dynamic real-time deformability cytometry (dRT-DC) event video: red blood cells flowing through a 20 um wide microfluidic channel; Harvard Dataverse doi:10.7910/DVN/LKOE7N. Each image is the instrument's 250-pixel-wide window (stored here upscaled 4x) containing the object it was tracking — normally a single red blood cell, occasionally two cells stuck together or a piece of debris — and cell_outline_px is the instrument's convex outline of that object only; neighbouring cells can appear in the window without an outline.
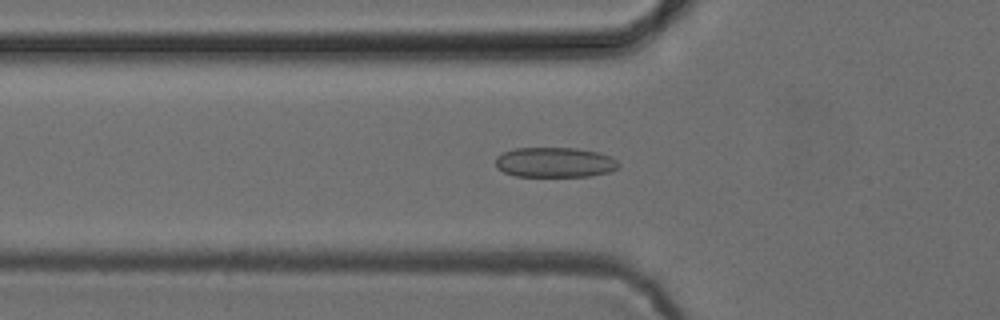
{"species": "common noctule bat (a hibernating species)", "species_latin": "Nyctalus noctula", "temperature_condition": "cold", "stored_images_in_passage": 52, "camera_frame_rate_fps": 3000, "um_per_image_px": 0.085, "animal": {"sex": "female", "body_mass_g": 24.6, "forearm_length_mm": 56.2}, "frame": {"image": 1, "passage_image": 18, "time_ms": 5.667, "image_size_px": [1000, 320], "cell_outline_px": [[620, 168], [612, 172], [592, 176], [516, 176], [504, 172], [496, 168], [496, 156], [504, 152], [516, 148], [576, 148], [596, 152], [612, 156], [620, 164]], "centroid_in_image_um": [47.2, 13.81], "position_along_channel_um": 78.6, "area_um2": 21.73}}
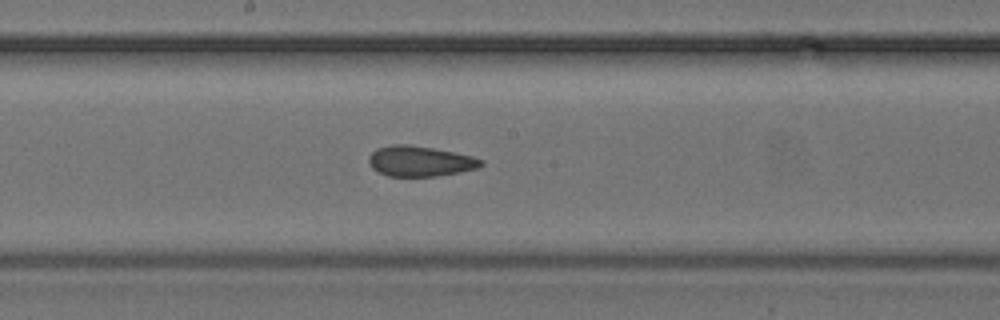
{"frame": {"image": 2, "passage_image": 28, "time_ms": 9.0, "image_size_px": [1000, 320], "cell_outline_px": [[484, 164], [480, 168], [460, 172], [436, 176], [388, 176], [372, 168], [368, 164], [368, 156], [376, 148], [392, 144], [408, 144], [432, 148], [472, 156], [484, 160]], "centroid_in_image_um": [35.7, 13.7], "position_along_channel_um": 212.5, "area_um2": 20.0}}
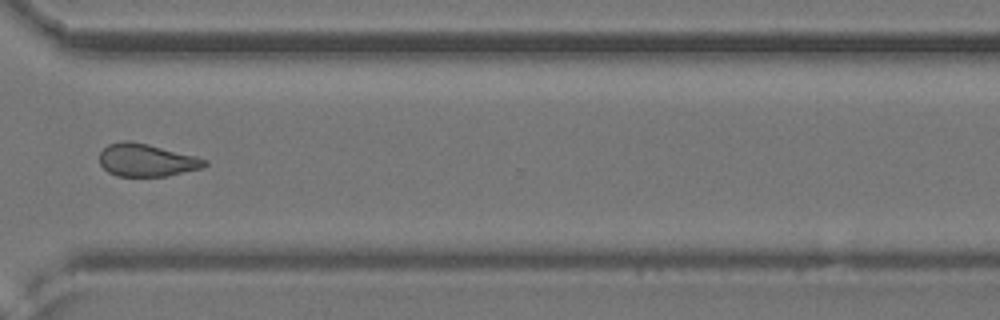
{"frame": {"image": 3, "passage_image": 39, "time_ms": 12.667, "image_size_px": [1000, 320], "cell_outline_px": [[208, 164], [200, 168], [168, 176], [116, 176], [108, 172], [100, 164], [100, 152], [108, 144], [124, 140], [128, 140], [148, 144], [196, 156], [208, 160]], "centroid_in_image_um": [12.45, 13.61], "position_along_channel_um": 358.2, "area_um2": 20.0}}